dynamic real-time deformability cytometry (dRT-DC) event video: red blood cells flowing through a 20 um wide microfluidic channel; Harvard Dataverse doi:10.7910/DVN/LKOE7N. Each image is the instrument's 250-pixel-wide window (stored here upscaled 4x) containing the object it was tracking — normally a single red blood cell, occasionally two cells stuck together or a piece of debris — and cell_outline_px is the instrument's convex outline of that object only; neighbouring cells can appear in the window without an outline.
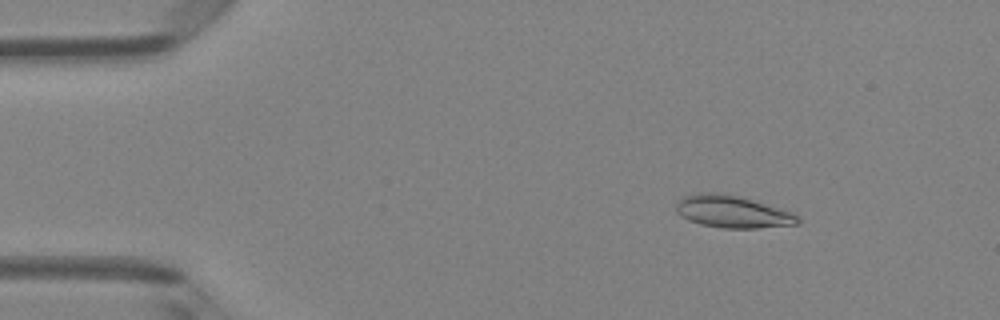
{"species": "Egyptian fruit bat (a non-hibernating species)", "species_latin": "Rousettus aegyptiacus", "temperature_condition": "room temperature", "stored_images_in_passage": 3, "camera_frame_rate_fps": 3000, "um_per_image_px": 0.085, "animal": {"sex": "female"}, "frame": {"image": 1, "passage_image": 1, "time_ms": 0.0, "image_size_px": [1000, 320], "cell_outline_px": [[800, 224], [756, 228], [720, 228], [700, 224], [688, 220], [680, 216], [676, 212], [676, 200], [684, 196], [700, 192], [724, 192], [780, 208], [792, 212], [800, 216]], "centroid_in_image_um": [62.23, 17.99], "position_along_channel_um": 22.8, "area_um2": 23.18}}